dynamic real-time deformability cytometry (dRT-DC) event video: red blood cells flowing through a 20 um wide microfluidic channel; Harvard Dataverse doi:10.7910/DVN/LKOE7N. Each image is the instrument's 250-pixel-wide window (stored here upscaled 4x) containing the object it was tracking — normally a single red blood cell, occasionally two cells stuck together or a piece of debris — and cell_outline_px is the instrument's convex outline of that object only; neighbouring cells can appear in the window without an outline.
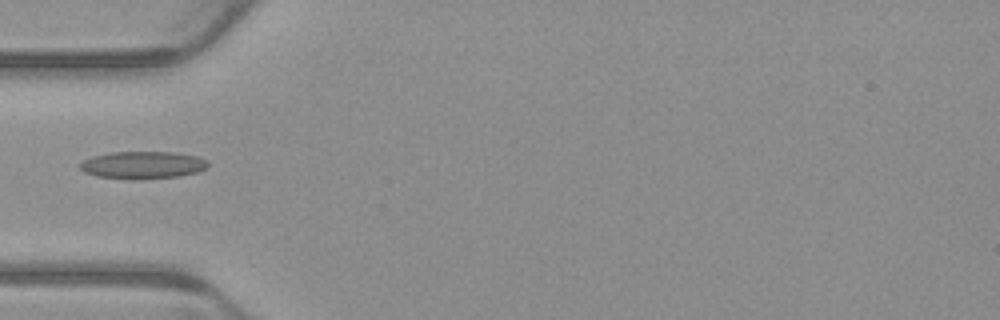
{"species": "common noctule bat (a hibernating species)", "species_latin": "Nyctalus noctula", "temperature_condition": "warm", "stored_images_in_passage": 4, "camera_frame_rate_fps": 3000, "um_per_image_px": 0.085, "animal": {"sex": "male", "body_mass_g": 23.1, "forearm_length_mm": 52.7}, "frame": {"image": 1, "passage_image": 3, "time_ms": 0.667, "image_size_px": [1000, 320], "cell_outline_px": [[208, 168], [196, 172], [176, 176], [132, 180], [128, 180], [96, 176], [84, 172], [80, 168], [80, 164], [84, 160], [92, 156], [112, 152], [176, 152], [196, 156], [208, 160]], "centroid_in_image_um": [12.12, 14.03], "position_along_channel_um": 72.9, "area_um2": 20.52}}
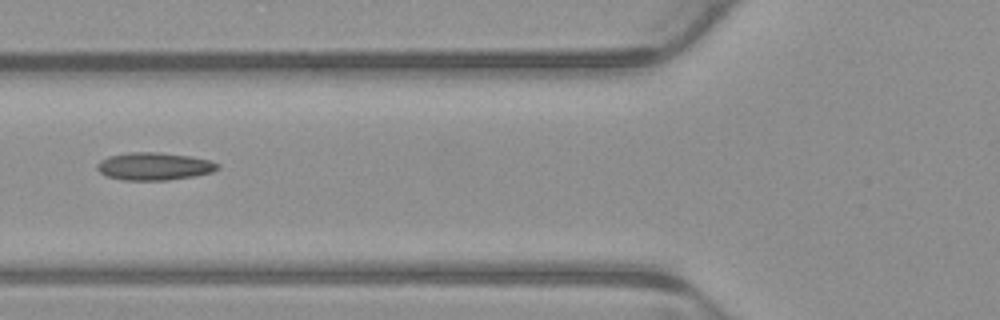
{"frame": {"image": 2, "passage_image": 4, "time_ms": 1.0, "image_size_px": [1000, 320], "cell_outline_px": [[220, 168], [212, 172], [192, 176], [168, 180], [124, 180], [108, 176], [100, 172], [96, 168], [96, 164], [100, 160], [108, 156], [128, 152], [160, 152], [188, 156], [208, 160], [220, 164]], "centroid_in_image_um": [13.08, 14.13], "position_along_channel_um": 112.7, "area_um2": 19.36}}